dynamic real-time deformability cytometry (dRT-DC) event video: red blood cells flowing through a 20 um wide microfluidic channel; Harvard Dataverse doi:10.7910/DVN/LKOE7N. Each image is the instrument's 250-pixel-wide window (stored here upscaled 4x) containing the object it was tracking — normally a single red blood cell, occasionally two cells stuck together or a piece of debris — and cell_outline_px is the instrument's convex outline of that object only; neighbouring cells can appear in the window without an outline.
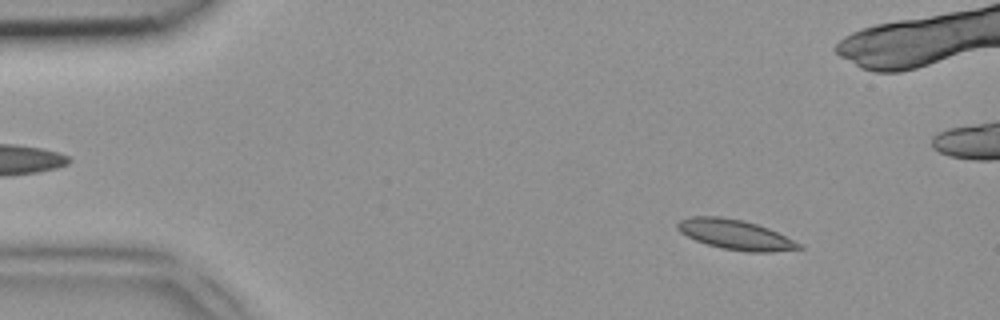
{"species": "common noctule bat (a hibernating species)", "species_latin": "Nyctalus noctula", "temperature_condition": "room temperature", "stored_images_in_passage": 48, "camera_frame_rate_fps": 3000, "um_per_image_px": 0.085, "animal": {"sex": "female", "body_mass_g": 18.4}, "frame": {"image": 1, "passage_image": 6, "time_ms": 1.667, "image_size_px": [1000, 320], "cell_outline_px": [[804, 248], [772, 252], [744, 252], [720, 248], [696, 240], [680, 232], [676, 228], [676, 224], [680, 220], [692, 216], [720, 216], [744, 220], [768, 228], [800, 244]], "centroid_in_image_um": [62.47, 19.94], "position_along_channel_um": 22.5, "area_um2": 21.04}}
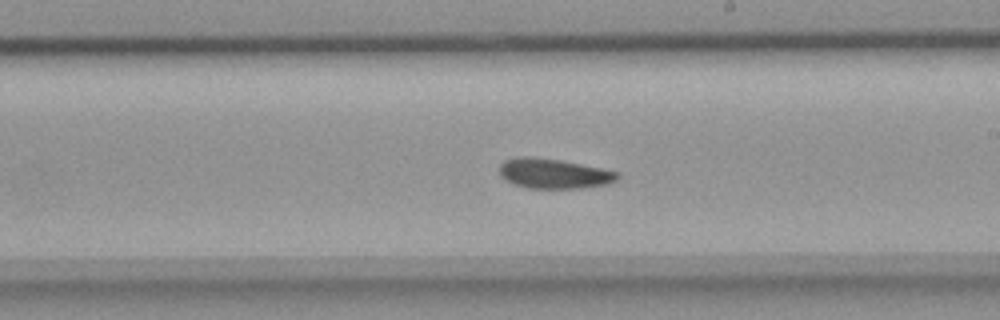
{"frame": {"image": 2, "passage_image": 27, "time_ms": 8.667, "image_size_px": [1000, 320], "cell_outline_px": [[620, 176], [616, 180], [608, 184], [580, 188], [528, 188], [504, 180], [500, 176], [500, 164], [504, 160], [520, 156], [532, 156], [560, 160], [620, 172]], "centroid_in_image_um": [47.06, 14.75], "position_along_channel_um": 241.9, "area_um2": 20.58}}
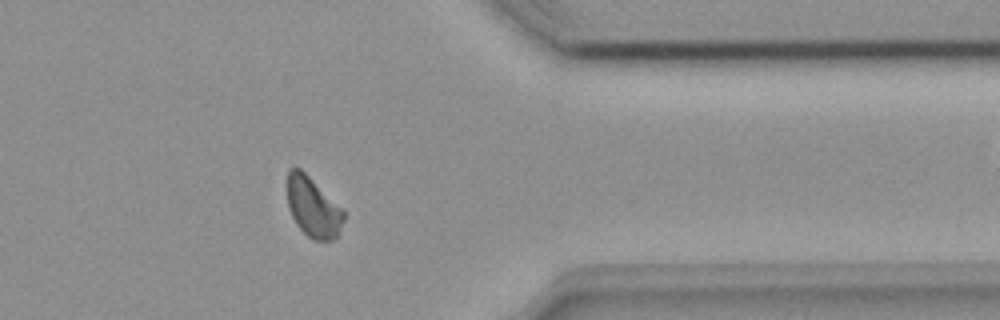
{"frame": {"image": 3, "passage_image": 38, "time_ms": 12.333, "image_size_px": [1000, 320], "cell_outline_px": [[344, 220], [336, 240], [312, 240], [296, 224], [288, 208], [288, 168], [300, 168], [344, 208]], "centroid_in_image_um": [26.64, 17.62], "position_along_channel_um": 384.8, "area_um2": 19.88}}